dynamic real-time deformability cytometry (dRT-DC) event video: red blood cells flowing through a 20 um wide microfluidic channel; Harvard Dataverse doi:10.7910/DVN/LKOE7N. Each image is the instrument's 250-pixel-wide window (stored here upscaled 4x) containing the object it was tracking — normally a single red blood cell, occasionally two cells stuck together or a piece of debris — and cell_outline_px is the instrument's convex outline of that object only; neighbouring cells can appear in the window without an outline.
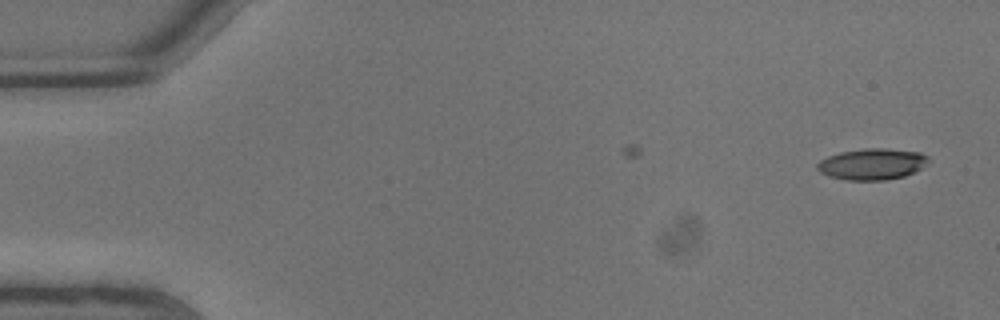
{"species": "common noctule bat (a hibernating species)", "species_latin": "Nyctalus noctula", "temperature_condition": "warm", "stored_images_in_passage": 3, "camera_frame_rate_fps": 3000, "um_per_image_px": 0.085, "animal": {"sex": "male", "body_mass_g": 13.3}, "frame": {"image": 1, "passage_image": 3, "time_ms": 0.667, "image_size_px": [1000, 320], "cell_outline_px": [[928, 164], [904, 176], [888, 180], [844, 180], [828, 176], [820, 172], [816, 168], [816, 164], [820, 160], [828, 156], [840, 152], [864, 148], [884, 148], [920, 152], [928, 156]], "centroid_in_image_um": [74.1, 13.95], "position_along_channel_um": 10.9, "area_um2": 20.35}}